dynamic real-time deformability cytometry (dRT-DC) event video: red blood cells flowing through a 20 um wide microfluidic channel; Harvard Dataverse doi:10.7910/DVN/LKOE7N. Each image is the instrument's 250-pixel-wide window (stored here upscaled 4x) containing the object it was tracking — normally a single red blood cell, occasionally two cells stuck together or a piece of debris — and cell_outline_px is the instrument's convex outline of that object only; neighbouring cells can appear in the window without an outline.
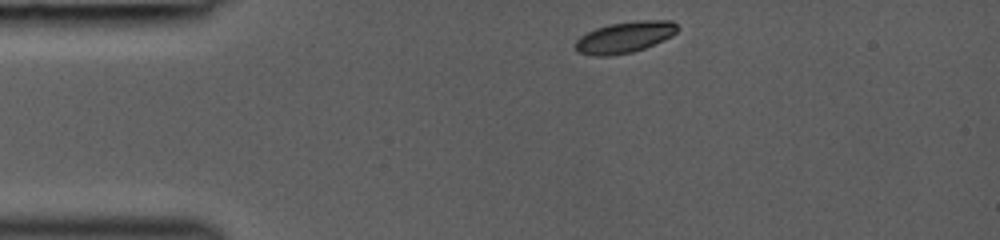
{"species": "common noctule bat (a hibernating species)", "species_latin": "Nyctalus noctula", "temperature_condition": "room temperature", "stored_images_in_passage": 33, "camera_frame_rate_fps": 3000, "um_per_image_px": 0.085, "animal": {"sex": "female", "body_mass_g": 19.0, "forearm_length_mm": 53.3}, "frame": {"image": 1, "passage_image": 1, "time_ms": 0.0, "image_size_px": [1000, 240], "cell_outline_px": [[676, 32], [672, 36], [644, 48], [632, 52], [608, 56], [596, 56], [576, 52], [572, 44], [580, 36], [596, 28], [608, 24], [636, 20], [672, 20], [676, 24]], "centroid_in_image_um": [53.04, 3.16], "position_along_channel_um": 32.0, "area_um2": 18.67}}
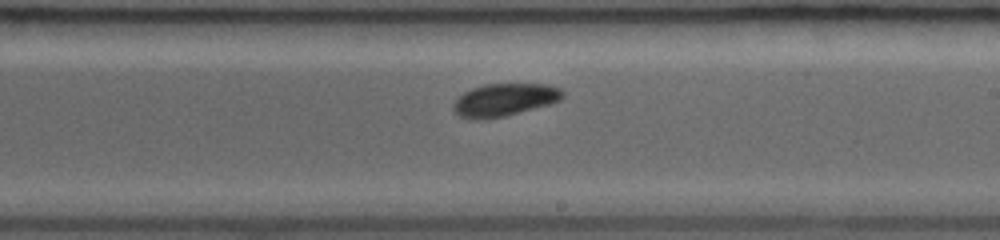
{"frame": {"image": 2, "passage_image": 19, "time_ms": 6.0, "image_size_px": [1000, 240], "cell_outline_px": [[564, 96], [560, 100], [552, 104], [504, 116], [484, 120], [472, 120], [460, 116], [452, 108], [452, 104], [464, 92], [472, 88], [484, 84], [548, 84], [560, 88], [564, 92]], "centroid_in_image_um": [42.89, 8.49], "position_along_channel_um": 246.1, "area_um2": 20.98}}
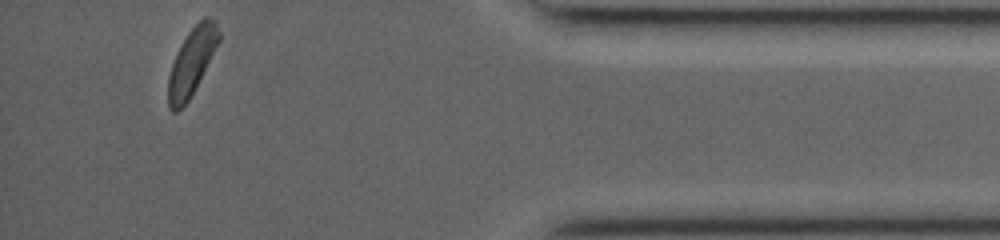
{"frame": {"image": 3, "passage_image": 33, "time_ms": 10.667, "image_size_px": [1000, 240], "cell_outline_px": [[220, 40], [188, 100], [176, 112], [172, 112], [168, 108], [168, 76], [172, 64], [188, 32], [204, 16], [208, 16], [216, 20], [220, 32]], "centroid_in_image_um": [16.3, 5.22], "position_along_channel_um": 418.9, "area_um2": 19.19}}